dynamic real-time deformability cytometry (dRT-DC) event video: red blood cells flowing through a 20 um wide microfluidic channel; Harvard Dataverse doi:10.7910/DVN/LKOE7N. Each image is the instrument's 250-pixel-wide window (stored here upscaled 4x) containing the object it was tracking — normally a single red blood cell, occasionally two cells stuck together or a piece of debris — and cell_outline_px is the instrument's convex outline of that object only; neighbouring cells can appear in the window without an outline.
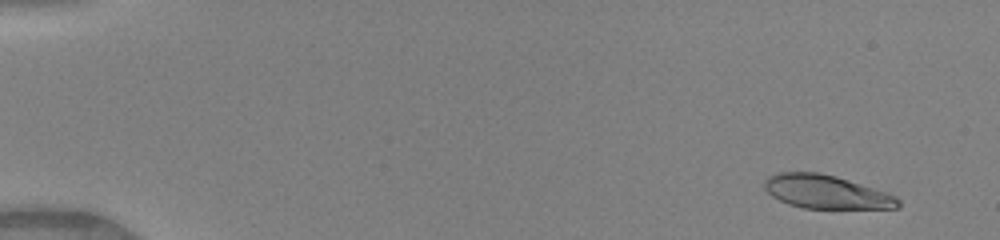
{"species": "human", "species_latin": "Homo sapiens", "temperature_condition": "warm", "stored_images_in_passage": 42, "camera_frame_rate_fps": 3000, "um_per_image_px": 0.085, "donor": {"sex": "female"}, "frame": {"image": 1, "passage_image": 1, "time_ms": 0.0, "image_size_px": [1000, 240], "cell_outline_px": [[900, 208], [804, 208], [788, 204], [772, 196], [764, 188], [764, 180], [768, 176], [780, 172], [816, 172], [836, 176], [888, 192], [896, 196], [900, 200]], "centroid_in_image_um": [70.24, 16.3], "position_along_channel_um": 14.8, "area_um2": 26.13}}
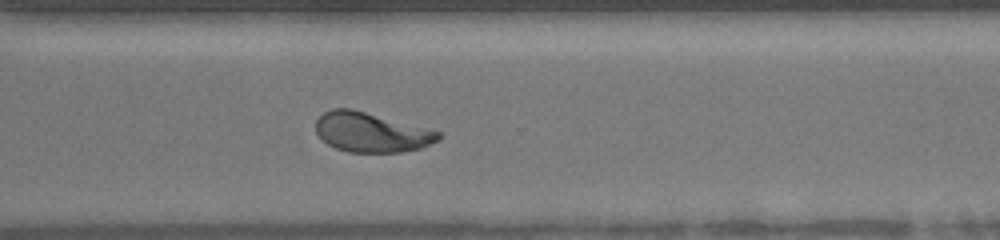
{"frame": {"image": 2, "passage_image": 31, "time_ms": 10.0, "image_size_px": [1000, 240], "cell_outline_px": [[440, 140], [420, 148], [400, 152], [348, 152], [336, 148], [328, 144], [316, 132], [316, 120], [324, 112], [332, 108], [352, 108], [440, 132]], "centroid_in_image_um": [31.53, 11.24], "position_along_channel_um": 339.1, "area_um2": 28.03}}
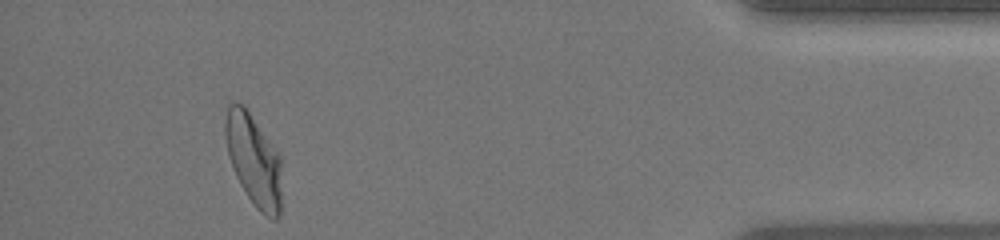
{"frame": {"image": 3, "passage_image": 39, "time_ms": 12.667, "image_size_px": [1000, 240], "cell_outline_px": [[280, 216], [276, 220], [272, 220], [260, 212], [256, 208], [240, 184], [236, 176], [228, 156], [224, 136], [224, 120], [228, 104], [232, 100], [244, 104], [280, 156]], "centroid_in_image_um": [21.52, 13.56], "position_along_channel_um": 413.7, "area_um2": 30.29}, "authors_computed_cell_mechanics": {"area_um2": 28.7555, "velocity_mm_per_s": 4.1494, "shape_relaxation_time_tau1_ms": 4.0948, "shape_relaxation_time_tau2_ms": 0.8753, "deformation_change_tau1": 0.2083, "deformation_change_tau2": 0.0724}}